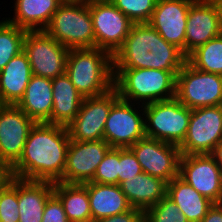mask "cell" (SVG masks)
<instances>
[{
  "instance_id": "obj_28",
  "label": "cell",
  "mask_w": 222,
  "mask_h": 222,
  "mask_svg": "<svg viewBox=\"0 0 222 222\" xmlns=\"http://www.w3.org/2000/svg\"><path fill=\"white\" fill-rule=\"evenodd\" d=\"M187 61L200 71L222 75V33L193 50Z\"/></svg>"
},
{
  "instance_id": "obj_37",
  "label": "cell",
  "mask_w": 222,
  "mask_h": 222,
  "mask_svg": "<svg viewBox=\"0 0 222 222\" xmlns=\"http://www.w3.org/2000/svg\"><path fill=\"white\" fill-rule=\"evenodd\" d=\"M201 222H222V203H214Z\"/></svg>"
},
{
  "instance_id": "obj_6",
  "label": "cell",
  "mask_w": 222,
  "mask_h": 222,
  "mask_svg": "<svg viewBox=\"0 0 222 222\" xmlns=\"http://www.w3.org/2000/svg\"><path fill=\"white\" fill-rule=\"evenodd\" d=\"M145 136L180 146L186 137L191 109L175 97L143 105Z\"/></svg>"
},
{
  "instance_id": "obj_8",
  "label": "cell",
  "mask_w": 222,
  "mask_h": 222,
  "mask_svg": "<svg viewBox=\"0 0 222 222\" xmlns=\"http://www.w3.org/2000/svg\"><path fill=\"white\" fill-rule=\"evenodd\" d=\"M23 51L27 54L32 75L53 79L66 71L69 49L45 30L27 31Z\"/></svg>"
},
{
  "instance_id": "obj_42",
  "label": "cell",
  "mask_w": 222,
  "mask_h": 222,
  "mask_svg": "<svg viewBox=\"0 0 222 222\" xmlns=\"http://www.w3.org/2000/svg\"><path fill=\"white\" fill-rule=\"evenodd\" d=\"M74 222H95L93 219H89V220H86V221H74Z\"/></svg>"
},
{
  "instance_id": "obj_7",
  "label": "cell",
  "mask_w": 222,
  "mask_h": 222,
  "mask_svg": "<svg viewBox=\"0 0 222 222\" xmlns=\"http://www.w3.org/2000/svg\"><path fill=\"white\" fill-rule=\"evenodd\" d=\"M175 98L189 109L222 104V75L200 71L188 61L176 76Z\"/></svg>"
},
{
  "instance_id": "obj_1",
  "label": "cell",
  "mask_w": 222,
  "mask_h": 222,
  "mask_svg": "<svg viewBox=\"0 0 222 222\" xmlns=\"http://www.w3.org/2000/svg\"><path fill=\"white\" fill-rule=\"evenodd\" d=\"M70 137L66 126L35 123L10 176L32 181L62 182Z\"/></svg>"
},
{
  "instance_id": "obj_15",
  "label": "cell",
  "mask_w": 222,
  "mask_h": 222,
  "mask_svg": "<svg viewBox=\"0 0 222 222\" xmlns=\"http://www.w3.org/2000/svg\"><path fill=\"white\" fill-rule=\"evenodd\" d=\"M35 123L17 105H3L0 108V161L8 169L21 157Z\"/></svg>"
},
{
  "instance_id": "obj_26",
  "label": "cell",
  "mask_w": 222,
  "mask_h": 222,
  "mask_svg": "<svg viewBox=\"0 0 222 222\" xmlns=\"http://www.w3.org/2000/svg\"><path fill=\"white\" fill-rule=\"evenodd\" d=\"M166 196L178 206L189 222H201L214 204L179 176L167 183Z\"/></svg>"
},
{
  "instance_id": "obj_33",
  "label": "cell",
  "mask_w": 222,
  "mask_h": 222,
  "mask_svg": "<svg viewBox=\"0 0 222 222\" xmlns=\"http://www.w3.org/2000/svg\"><path fill=\"white\" fill-rule=\"evenodd\" d=\"M120 148L111 147L90 182L119 185Z\"/></svg>"
},
{
  "instance_id": "obj_34",
  "label": "cell",
  "mask_w": 222,
  "mask_h": 222,
  "mask_svg": "<svg viewBox=\"0 0 222 222\" xmlns=\"http://www.w3.org/2000/svg\"><path fill=\"white\" fill-rule=\"evenodd\" d=\"M140 163L133 151L128 148H120L119 185L136 175L142 173Z\"/></svg>"
},
{
  "instance_id": "obj_22",
  "label": "cell",
  "mask_w": 222,
  "mask_h": 222,
  "mask_svg": "<svg viewBox=\"0 0 222 222\" xmlns=\"http://www.w3.org/2000/svg\"><path fill=\"white\" fill-rule=\"evenodd\" d=\"M52 92L53 110L51 118L46 123L67 127L77 116L84 97L66 73L52 79Z\"/></svg>"
},
{
  "instance_id": "obj_41",
  "label": "cell",
  "mask_w": 222,
  "mask_h": 222,
  "mask_svg": "<svg viewBox=\"0 0 222 222\" xmlns=\"http://www.w3.org/2000/svg\"><path fill=\"white\" fill-rule=\"evenodd\" d=\"M79 1L90 3V2H95V1H110V0H79Z\"/></svg>"
},
{
  "instance_id": "obj_27",
  "label": "cell",
  "mask_w": 222,
  "mask_h": 222,
  "mask_svg": "<svg viewBox=\"0 0 222 222\" xmlns=\"http://www.w3.org/2000/svg\"><path fill=\"white\" fill-rule=\"evenodd\" d=\"M53 193L60 199L69 222L92 219L88 190L83 184L55 182Z\"/></svg>"
},
{
  "instance_id": "obj_9",
  "label": "cell",
  "mask_w": 222,
  "mask_h": 222,
  "mask_svg": "<svg viewBox=\"0 0 222 222\" xmlns=\"http://www.w3.org/2000/svg\"><path fill=\"white\" fill-rule=\"evenodd\" d=\"M222 141V106L191 110L188 131L179 146L181 155L211 154Z\"/></svg>"
},
{
  "instance_id": "obj_39",
  "label": "cell",
  "mask_w": 222,
  "mask_h": 222,
  "mask_svg": "<svg viewBox=\"0 0 222 222\" xmlns=\"http://www.w3.org/2000/svg\"><path fill=\"white\" fill-rule=\"evenodd\" d=\"M9 169L0 161V187L9 179Z\"/></svg>"
},
{
  "instance_id": "obj_32",
  "label": "cell",
  "mask_w": 222,
  "mask_h": 222,
  "mask_svg": "<svg viewBox=\"0 0 222 222\" xmlns=\"http://www.w3.org/2000/svg\"><path fill=\"white\" fill-rule=\"evenodd\" d=\"M133 23H148L157 0H110Z\"/></svg>"
},
{
  "instance_id": "obj_19",
  "label": "cell",
  "mask_w": 222,
  "mask_h": 222,
  "mask_svg": "<svg viewBox=\"0 0 222 222\" xmlns=\"http://www.w3.org/2000/svg\"><path fill=\"white\" fill-rule=\"evenodd\" d=\"M31 66L24 51L14 56L0 71V100L3 105H17L31 79Z\"/></svg>"
},
{
  "instance_id": "obj_30",
  "label": "cell",
  "mask_w": 222,
  "mask_h": 222,
  "mask_svg": "<svg viewBox=\"0 0 222 222\" xmlns=\"http://www.w3.org/2000/svg\"><path fill=\"white\" fill-rule=\"evenodd\" d=\"M18 178L10 176L0 187V221L19 222Z\"/></svg>"
},
{
  "instance_id": "obj_5",
  "label": "cell",
  "mask_w": 222,
  "mask_h": 222,
  "mask_svg": "<svg viewBox=\"0 0 222 222\" xmlns=\"http://www.w3.org/2000/svg\"><path fill=\"white\" fill-rule=\"evenodd\" d=\"M45 31L68 49L95 48L89 3L64 0Z\"/></svg>"
},
{
  "instance_id": "obj_14",
  "label": "cell",
  "mask_w": 222,
  "mask_h": 222,
  "mask_svg": "<svg viewBox=\"0 0 222 222\" xmlns=\"http://www.w3.org/2000/svg\"><path fill=\"white\" fill-rule=\"evenodd\" d=\"M179 177L213 203H222V172L211 154L181 155Z\"/></svg>"
},
{
  "instance_id": "obj_4",
  "label": "cell",
  "mask_w": 222,
  "mask_h": 222,
  "mask_svg": "<svg viewBox=\"0 0 222 222\" xmlns=\"http://www.w3.org/2000/svg\"><path fill=\"white\" fill-rule=\"evenodd\" d=\"M113 72L114 88L122 100L146 105L175 97L178 72L151 68H113Z\"/></svg>"
},
{
  "instance_id": "obj_24",
  "label": "cell",
  "mask_w": 222,
  "mask_h": 222,
  "mask_svg": "<svg viewBox=\"0 0 222 222\" xmlns=\"http://www.w3.org/2000/svg\"><path fill=\"white\" fill-rule=\"evenodd\" d=\"M52 79L32 75L17 106L36 123L47 122L53 110Z\"/></svg>"
},
{
  "instance_id": "obj_2",
  "label": "cell",
  "mask_w": 222,
  "mask_h": 222,
  "mask_svg": "<svg viewBox=\"0 0 222 222\" xmlns=\"http://www.w3.org/2000/svg\"><path fill=\"white\" fill-rule=\"evenodd\" d=\"M186 62L183 51L168 43L148 23H133L123 46L113 56V68L179 72Z\"/></svg>"
},
{
  "instance_id": "obj_11",
  "label": "cell",
  "mask_w": 222,
  "mask_h": 222,
  "mask_svg": "<svg viewBox=\"0 0 222 222\" xmlns=\"http://www.w3.org/2000/svg\"><path fill=\"white\" fill-rule=\"evenodd\" d=\"M118 99L115 88L100 96L83 98L77 116L67 126L70 140L88 142L104 139L105 123Z\"/></svg>"
},
{
  "instance_id": "obj_13",
  "label": "cell",
  "mask_w": 222,
  "mask_h": 222,
  "mask_svg": "<svg viewBox=\"0 0 222 222\" xmlns=\"http://www.w3.org/2000/svg\"><path fill=\"white\" fill-rule=\"evenodd\" d=\"M129 148L144 173L159 177L167 183L179 176V146L145 136Z\"/></svg>"
},
{
  "instance_id": "obj_10",
  "label": "cell",
  "mask_w": 222,
  "mask_h": 222,
  "mask_svg": "<svg viewBox=\"0 0 222 222\" xmlns=\"http://www.w3.org/2000/svg\"><path fill=\"white\" fill-rule=\"evenodd\" d=\"M144 137L143 105L119 98L110 109L104 127V140L111 147L128 148Z\"/></svg>"
},
{
  "instance_id": "obj_40",
  "label": "cell",
  "mask_w": 222,
  "mask_h": 222,
  "mask_svg": "<svg viewBox=\"0 0 222 222\" xmlns=\"http://www.w3.org/2000/svg\"><path fill=\"white\" fill-rule=\"evenodd\" d=\"M218 7V12H219V20H220V29L222 33V0H214Z\"/></svg>"
},
{
  "instance_id": "obj_20",
  "label": "cell",
  "mask_w": 222,
  "mask_h": 222,
  "mask_svg": "<svg viewBox=\"0 0 222 222\" xmlns=\"http://www.w3.org/2000/svg\"><path fill=\"white\" fill-rule=\"evenodd\" d=\"M14 15L6 20L27 31L45 30L64 0H14Z\"/></svg>"
},
{
  "instance_id": "obj_31",
  "label": "cell",
  "mask_w": 222,
  "mask_h": 222,
  "mask_svg": "<svg viewBox=\"0 0 222 222\" xmlns=\"http://www.w3.org/2000/svg\"><path fill=\"white\" fill-rule=\"evenodd\" d=\"M144 222H189L178 206L167 196L144 211Z\"/></svg>"
},
{
  "instance_id": "obj_16",
  "label": "cell",
  "mask_w": 222,
  "mask_h": 222,
  "mask_svg": "<svg viewBox=\"0 0 222 222\" xmlns=\"http://www.w3.org/2000/svg\"><path fill=\"white\" fill-rule=\"evenodd\" d=\"M111 146L104 140L81 142L70 140L62 183L90 182Z\"/></svg>"
},
{
  "instance_id": "obj_35",
  "label": "cell",
  "mask_w": 222,
  "mask_h": 222,
  "mask_svg": "<svg viewBox=\"0 0 222 222\" xmlns=\"http://www.w3.org/2000/svg\"><path fill=\"white\" fill-rule=\"evenodd\" d=\"M42 222H69L60 199L54 193L47 200Z\"/></svg>"
},
{
  "instance_id": "obj_18",
  "label": "cell",
  "mask_w": 222,
  "mask_h": 222,
  "mask_svg": "<svg viewBox=\"0 0 222 222\" xmlns=\"http://www.w3.org/2000/svg\"><path fill=\"white\" fill-rule=\"evenodd\" d=\"M185 34V55L221 34L218 7L214 0L190 4Z\"/></svg>"
},
{
  "instance_id": "obj_3",
  "label": "cell",
  "mask_w": 222,
  "mask_h": 222,
  "mask_svg": "<svg viewBox=\"0 0 222 222\" xmlns=\"http://www.w3.org/2000/svg\"><path fill=\"white\" fill-rule=\"evenodd\" d=\"M65 73L84 98L114 88L113 56L99 48L69 49Z\"/></svg>"
},
{
  "instance_id": "obj_12",
  "label": "cell",
  "mask_w": 222,
  "mask_h": 222,
  "mask_svg": "<svg viewBox=\"0 0 222 222\" xmlns=\"http://www.w3.org/2000/svg\"><path fill=\"white\" fill-rule=\"evenodd\" d=\"M89 9L95 34V48L114 56L123 46L133 22L111 1L90 2Z\"/></svg>"
},
{
  "instance_id": "obj_38",
  "label": "cell",
  "mask_w": 222,
  "mask_h": 222,
  "mask_svg": "<svg viewBox=\"0 0 222 222\" xmlns=\"http://www.w3.org/2000/svg\"><path fill=\"white\" fill-rule=\"evenodd\" d=\"M211 155L215 158V161L219 165L222 172V141L214 148Z\"/></svg>"
},
{
  "instance_id": "obj_25",
  "label": "cell",
  "mask_w": 222,
  "mask_h": 222,
  "mask_svg": "<svg viewBox=\"0 0 222 222\" xmlns=\"http://www.w3.org/2000/svg\"><path fill=\"white\" fill-rule=\"evenodd\" d=\"M90 209L94 221L127 212L132 207L122 192L120 185L86 182Z\"/></svg>"
},
{
  "instance_id": "obj_29",
  "label": "cell",
  "mask_w": 222,
  "mask_h": 222,
  "mask_svg": "<svg viewBox=\"0 0 222 222\" xmlns=\"http://www.w3.org/2000/svg\"><path fill=\"white\" fill-rule=\"evenodd\" d=\"M3 17L0 20V71L21 51L27 30L9 23Z\"/></svg>"
},
{
  "instance_id": "obj_17",
  "label": "cell",
  "mask_w": 222,
  "mask_h": 222,
  "mask_svg": "<svg viewBox=\"0 0 222 222\" xmlns=\"http://www.w3.org/2000/svg\"><path fill=\"white\" fill-rule=\"evenodd\" d=\"M194 0H157L148 24L185 54V34L190 4Z\"/></svg>"
},
{
  "instance_id": "obj_21",
  "label": "cell",
  "mask_w": 222,
  "mask_h": 222,
  "mask_svg": "<svg viewBox=\"0 0 222 222\" xmlns=\"http://www.w3.org/2000/svg\"><path fill=\"white\" fill-rule=\"evenodd\" d=\"M120 188L132 208L145 211L166 196L167 182L142 172L122 182Z\"/></svg>"
},
{
  "instance_id": "obj_23",
  "label": "cell",
  "mask_w": 222,
  "mask_h": 222,
  "mask_svg": "<svg viewBox=\"0 0 222 222\" xmlns=\"http://www.w3.org/2000/svg\"><path fill=\"white\" fill-rule=\"evenodd\" d=\"M52 194V182L18 178L19 222H42L45 205Z\"/></svg>"
},
{
  "instance_id": "obj_36",
  "label": "cell",
  "mask_w": 222,
  "mask_h": 222,
  "mask_svg": "<svg viewBox=\"0 0 222 222\" xmlns=\"http://www.w3.org/2000/svg\"><path fill=\"white\" fill-rule=\"evenodd\" d=\"M95 222H144V211L131 208L127 212L98 219Z\"/></svg>"
}]
</instances>
